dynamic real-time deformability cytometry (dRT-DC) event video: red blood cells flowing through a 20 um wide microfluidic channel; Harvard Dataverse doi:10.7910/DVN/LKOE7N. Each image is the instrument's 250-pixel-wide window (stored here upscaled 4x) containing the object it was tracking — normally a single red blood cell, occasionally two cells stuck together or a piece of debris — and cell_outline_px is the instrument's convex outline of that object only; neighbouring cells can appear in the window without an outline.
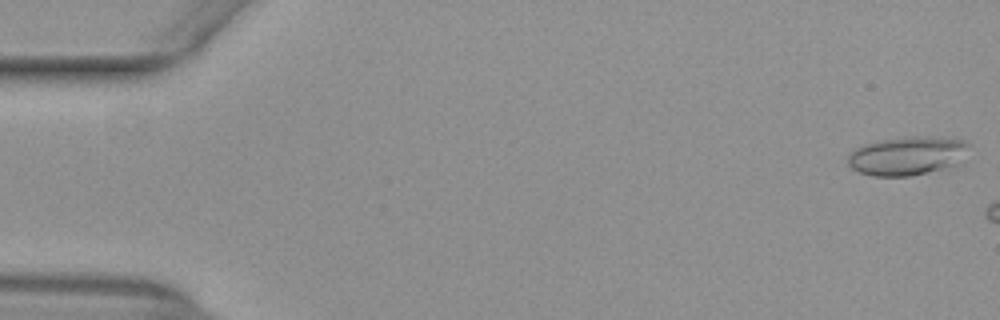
{"species": "common noctule bat (a hibernating species)", "species_latin": "Nyctalus noctula", "temperature_condition": "warm", "stored_images_in_passage": 7, "camera_frame_rate_fps": 3000, "um_per_image_px": 0.085, "animal": {"sex": "female", "body_mass_g": 29.2, "forearm_length_mm": 56.3}, "frame": {"image": 1, "passage_image": 1, "time_ms": 0.0, "image_size_px": [1000, 320], "cell_outline_px": [[968, 144], [964, 164], [928, 172], [908, 176], [872, 176], [860, 172], [852, 168], [848, 164], [848, 156], [856, 148], [864, 144], [880, 140], [908, 136], [924, 136], [964, 140]], "centroid_in_image_um": [77.16, 13.25], "position_along_channel_um": 7.8, "area_um2": 27.51}}